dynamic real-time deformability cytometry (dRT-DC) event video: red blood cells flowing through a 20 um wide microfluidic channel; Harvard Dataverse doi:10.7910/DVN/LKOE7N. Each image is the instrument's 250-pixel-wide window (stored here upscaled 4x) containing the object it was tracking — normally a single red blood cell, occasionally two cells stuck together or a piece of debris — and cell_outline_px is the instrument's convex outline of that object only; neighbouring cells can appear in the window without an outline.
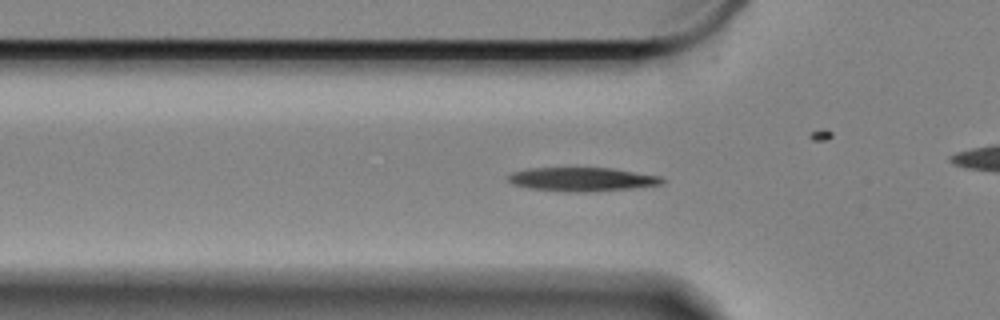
{"species": "Egyptian fruit bat (a non-hibernating species)", "species_latin": "Rousettus aegyptiacus", "temperature_condition": "cold", "stored_images_in_passage": 49, "camera_frame_rate_fps": 3000, "um_per_image_px": 0.085, "animal": {"sex": "female"}, "frame": {"image": 1, "passage_image": 7, "time_ms": 2.0, "image_size_px": [1000, 320], "cell_outline_px": [[664, 184], [632, 188], [592, 192], [568, 192], [528, 188], [512, 184], [508, 180], [508, 176], [512, 172], [528, 168], [612, 168], [660, 176], [664, 180]], "centroid_in_image_um": [49.47, 15.25], "position_along_channel_um": 76.3, "area_um2": 21.44}}
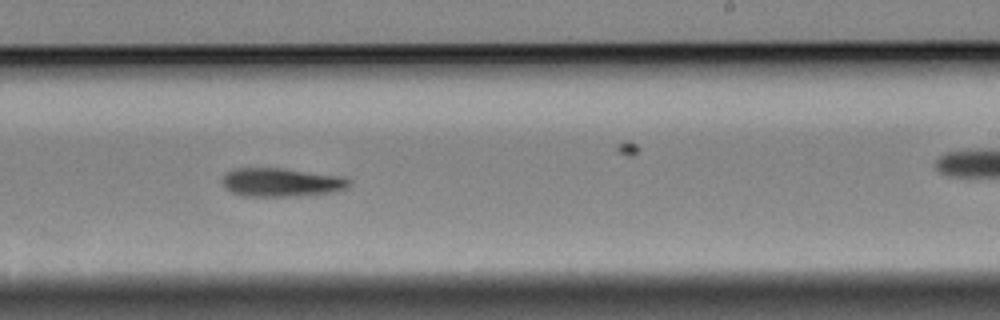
{"frame": {"image": 2, "passage_image": 24, "time_ms": 7.667, "image_size_px": [1000, 320], "cell_outline_px": [[352, 184], [336, 192], [304, 196], [244, 196], [232, 192], [224, 188], [220, 180], [232, 168], [280, 168], [344, 176], [352, 180]], "centroid_in_image_um": [23.94, 15.5], "position_along_channel_um": 265.1, "area_um2": 21.5}}
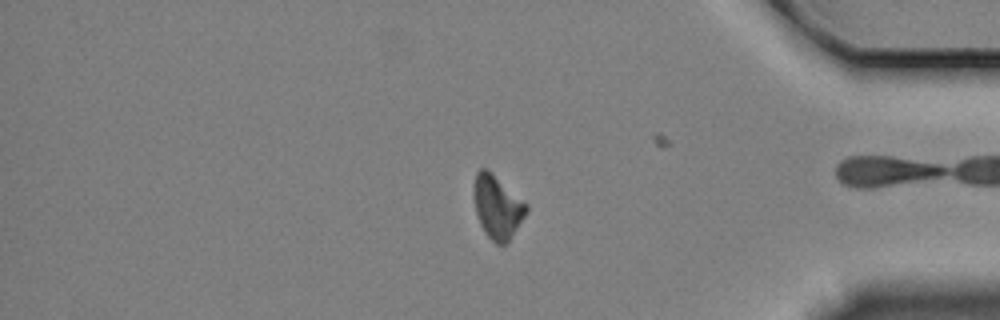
{"frame": {"image": 3, "passage_image": 38, "time_ms": 12.333, "image_size_px": [1000, 320], "cell_outline_px": [[528, 212], [508, 244], [496, 244], [484, 232], [480, 224], [476, 212], [472, 196], [472, 192], [476, 172], [480, 168], [488, 168], [528, 204]], "centroid_in_image_um": [42.28, 17.58], "position_along_channel_um": 392.9, "area_um2": 19.88}, "authors_computed_cell_mechanics": {"area_um2": 20.519, "velocity_mm_per_s": 3.3178, "shape_relaxation_time_tau1_ms": 4.0591, "shape_relaxation_time_tau2_ms": null, "deformation_change_tau1": 0.1188, "deformation_change_tau2": null}}